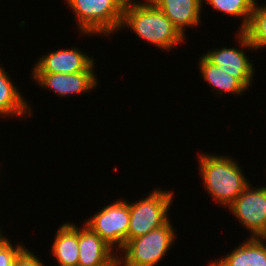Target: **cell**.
I'll return each mask as SVG.
<instances>
[{
  "mask_svg": "<svg viewBox=\"0 0 266 266\" xmlns=\"http://www.w3.org/2000/svg\"><path fill=\"white\" fill-rule=\"evenodd\" d=\"M125 27L134 31L144 42L161 50L170 51L186 39L151 0L125 2L120 29Z\"/></svg>",
  "mask_w": 266,
  "mask_h": 266,
  "instance_id": "6da1fadb",
  "label": "cell"
},
{
  "mask_svg": "<svg viewBox=\"0 0 266 266\" xmlns=\"http://www.w3.org/2000/svg\"><path fill=\"white\" fill-rule=\"evenodd\" d=\"M199 175L218 205L228 208L250 184L242 167L229 156L199 153Z\"/></svg>",
  "mask_w": 266,
  "mask_h": 266,
  "instance_id": "7a4b0ae2",
  "label": "cell"
},
{
  "mask_svg": "<svg viewBox=\"0 0 266 266\" xmlns=\"http://www.w3.org/2000/svg\"><path fill=\"white\" fill-rule=\"evenodd\" d=\"M127 0H67L82 34L104 35L119 32ZM117 30V31H116Z\"/></svg>",
  "mask_w": 266,
  "mask_h": 266,
  "instance_id": "3957f363",
  "label": "cell"
},
{
  "mask_svg": "<svg viewBox=\"0 0 266 266\" xmlns=\"http://www.w3.org/2000/svg\"><path fill=\"white\" fill-rule=\"evenodd\" d=\"M172 225L169 220L160 228L127 240L118 251L117 266H156L172 249L170 247L177 237Z\"/></svg>",
  "mask_w": 266,
  "mask_h": 266,
  "instance_id": "277c9868",
  "label": "cell"
},
{
  "mask_svg": "<svg viewBox=\"0 0 266 266\" xmlns=\"http://www.w3.org/2000/svg\"><path fill=\"white\" fill-rule=\"evenodd\" d=\"M173 191L155 188L142 200L129 202L130 221L128 240L164 226L169 220Z\"/></svg>",
  "mask_w": 266,
  "mask_h": 266,
  "instance_id": "5b68a950",
  "label": "cell"
},
{
  "mask_svg": "<svg viewBox=\"0 0 266 266\" xmlns=\"http://www.w3.org/2000/svg\"><path fill=\"white\" fill-rule=\"evenodd\" d=\"M129 221V201L118 199L98 210L84 223L116 250L117 254L128 240Z\"/></svg>",
  "mask_w": 266,
  "mask_h": 266,
  "instance_id": "8992f818",
  "label": "cell"
},
{
  "mask_svg": "<svg viewBox=\"0 0 266 266\" xmlns=\"http://www.w3.org/2000/svg\"><path fill=\"white\" fill-rule=\"evenodd\" d=\"M228 209L249 230L250 238H266L265 185L252 187L249 184Z\"/></svg>",
  "mask_w": 266,
  "mask_h": 266,
  "instance_id": "52a82bcc",
  "label": "cell"
},
{
  "mask_svg": "<svg viewBox=\"0 0 266 266\" xmlns=\"http://www.w3.org/2000/svg\"><path fill=\"white\" fill-rule=\"evenodd\" d=\"M239 46L244 49L227 48L221 47V49L216 48L211 49L207 53L203 54L211 63L221 68L226 73L234 76L238 79L247 89L252 85L253 76L255 75V69L253 61L249 59L248 55L246 56L247 50H255L251 45L249 38L242 31H237ZM245 50V52L243 51Z\"/></svg>",
  "mask_w": 266,
  "mask_h": 266,
  "instance_id": "ba28073f",
  "label": "cell"
},
{
  "mask_svg": "<svg viewBox=\"0 0 266 266\" xmlns=\"http://www.w3.org/2000/svg\"><path fill=\"white\" fill-rule=\"evenodd\" d=\"M95 62L85 71L73 74L68 73H32V78L38 86L54 91L58 97H69L76 94H85L92 91L98 84V78L94 73Z\"/></svg>",
  "mask_w": 266,
  "mask_h": 266,
  "instance_id": "9c48e42d",
  "label": "cell"
},
{
  "mask_svg": "<svg viewBox=\"0 0 266 266\" xmlns=\"http://www.w3.org/2000/svg\"><path fill=\"white\" fill-rule=\"evenodd\" d=\"M94 58L76 47L49 51L42 55L32 68V73H68L85 71Z\"/></svg>",
  "mask_w": 266,
  "mask_h": 266,
  "instance_id": "30bf717a",
  "label": "cell"
},
{
  "mask_svg": "<svg viewBox=\"0 0 266 266\" xmlns=\"http://www.w3.org/2000/svg\"><path fill=\"white\" fill-rule=\"evenodd\" d=\"M82 226L78 227V265L117 266L116 251L85 223Z\"/></svg>",
  "mask_w": 266,
  "mask_h": 266,
  "instance_id": "8fae6325",
  "label": "cell"
},
{
  "mask_svg": "<svg viewBox=\"0 0 266 266\" xmlns=\"http://www.w3.org/2000/svg\"><path fill=\"white\" fill-rule=\"evenodd\" d=\"M167 16L179 33L186 38L188 27L201 23L202 0H151ZM186 27V28H185Z\"/></svg>",
  "mask_w": 266,
  "mask_h": 266,
  "instance_id": "7c38bea8",
  "label": "cell"
},
{
  "mask_svg": "<svg viewBox=\"0 0 266 266\" xmlns=\"http://www.w3.org/2000/svg\"><path fill=\"white\" fill-rule=\"evenodd\" d=\"M227 255L211 260L213 266H266V238H246Z\"/></svg>",
  "mask_w": 266,
  "mask_h": 266,
  "instance_id": "4fadbf2b",
  "label": "cell"
},
{
  "mask_svg": "<svg viewBox=\"0 0 266 266\" xmlns=\"http://www.w3.org/2000/svg\"><path fill=\"white\" fill-rule=\"evenodd\" d=\"M51 247L59 266H77L79 263L78 226L66 222L56 231Z\"/></svg>",
  "mask_w": 266,
  "mask_h": 266,
  "instance_id": "5bb4252c",
  "label": "cell"
},
{
  "mask_svg": "<svg viewBox=\"0 0 266 266\" xmlns=\"http://www.w3.org/2000/svg\"><path fill=\"white\" fill-rule=\"evenodd\" d=\"M11 77L0 64V116L24 117L32 115L30 104L11 81ZM26 114V115H25ZM26 116V117H25Z\"/></svg>",
  "mask_w": 266,
  "mask_h": 266,
  "instance_id": "9a60e30c",
  "label": "cell"
},
{
  "mask_svg": "<svg viewBox=\"0 0 266 266\" xmlns=\"http://www.w3.org/2000/svg\"><path fill=\"white\" fill-rule=\"evenodd\" d=\"M199 58V71L204 81L213 89V93L216 91V93L221 96L224 95V93H231L239 96L247 90L238 79L211 63L204 55Z\"/></svg>",
  "mask_w": 266,
  "mask_h": 266,
  "instance_id": "2e32d148",
  "label": "cell"
},
{
  "mask_svg": "<svg viewBox=\"0 0 266 266\" xmlns=\"http://www.w3.org/2000/svg\"><path fill=\"white\" fill-rule=\"evenodd\" d=\"M220 13L243 18L238 31H244L250 22L255 0H202Z\"/></svg>",
  "mask_w": 266,
  "mask_h": 266,
  "instance_id": "e0dca14e",
  "label": "cell"
},
{
  "mask_svg": "<svg viewBox=\"0 0 266 266\" xmlns=\"http://www.w3.org/2000/svg\"><path fill=\"white\" fill-rule=\"evenodd\" d=\"M255 0L248 27L243 31L255 50L266 47V5H259Z\"/></svg>",
  "mask_w": 266,
  "mask_h": 266,
  "instance_id": "ac0fdd59",
  "label": "cell"
},
{
  "mask_svg": "<svg viewBox=\"0 0 266 266\" xmlns=\"http://www.w3.org/2000/svg\"><path fill=\"white\" fill-rule=\"evenodd\" d=\"M0 233V266H11L19 253L26 247L25 245H14L9 238ZM6 237V238H5Z\"/></svg>",
  "mask_w": 266,
  "mask_h": 266,
  "instance_id": "d6986e66",
  "label": "cell"
},
{
  "mask_svg": "<svg viewBox=\"0 0 266 266\" xmlns=\"http://www.w3.org/2000/svg\"><path fill=\"white\" fill-rule=\"evenodd\" d=\"M15 266H45V264L25 247L15 259Z\"/></svg>",
  "mask_w": 266,
  "mask_h": 266,
  "instance_id": "ffe728a7",
  "label": "cell"
}]
</instances>
